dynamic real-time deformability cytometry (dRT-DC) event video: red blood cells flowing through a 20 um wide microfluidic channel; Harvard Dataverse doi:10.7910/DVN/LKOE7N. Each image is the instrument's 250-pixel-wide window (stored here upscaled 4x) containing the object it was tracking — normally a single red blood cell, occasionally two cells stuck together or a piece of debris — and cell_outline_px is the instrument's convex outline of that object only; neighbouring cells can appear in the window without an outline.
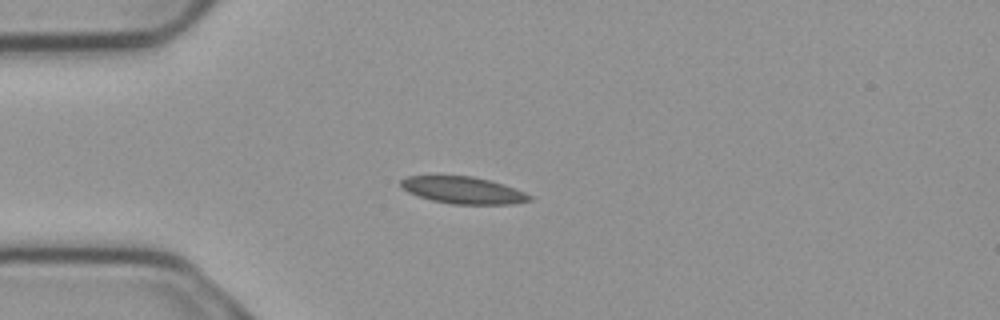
{"species": "common noctule bat (a hibernating species)", "species_latin": "Nyctalus noctula", "temperature_condition": "cold", "stored_images_in_passage": 5, "camera_frame_rate_fps": 3000, "um_per_image_px": 0.085, "animal": {"sex": "male", "body_mass_g": 23.1, "forearm_length_mm": 52.7}, "frame": {"image": 1, "passage_image": 4, "time_ms": 1.0, "image_size_px": [1000, 320], "cell_outline_px": [[532, 200], [512, 204], [452, 204], [432, 200], [408, 192], [400, 188], [400, 180], [408, 176], [472, 176], [504, 184], [516, 188], [532, 196]], "centroid_in_image_um": [39.37, 16.17], "position_along_channel_um": 45.6, "area_um2": 20.17}}